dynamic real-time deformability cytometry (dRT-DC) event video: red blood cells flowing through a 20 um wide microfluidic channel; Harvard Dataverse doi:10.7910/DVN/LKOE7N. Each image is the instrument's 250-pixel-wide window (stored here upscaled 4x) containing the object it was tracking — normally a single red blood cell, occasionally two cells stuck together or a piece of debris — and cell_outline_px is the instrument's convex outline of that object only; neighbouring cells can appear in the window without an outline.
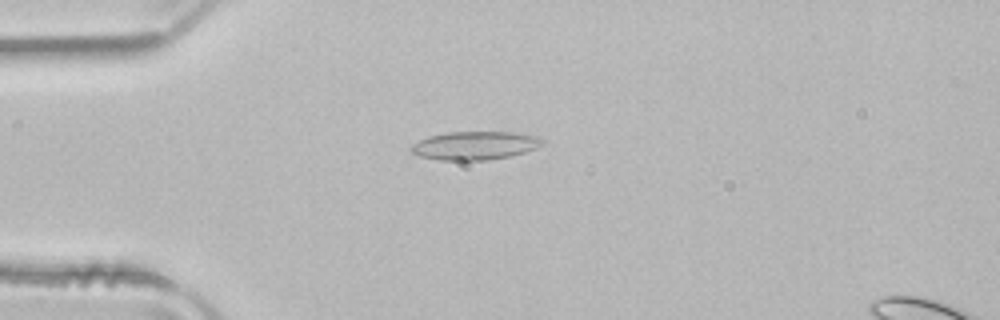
{"species": "common noctule bat (a hibernating species)", "species_latin": "Nyctalus noctula", "temperature_condition": "room temperature", "stored_images_in_passage": 39, "camera_frame_rate_fps": 3000, "um_per_image_px": 0.085, "animal": {"sex": "male", "body_mass_g": 21.5, "forearm_length_mm": 52.0}, "frame": {"image": 1, "passage_image": 1, "time_ms": 0.0, "image_size_px": [1000, 320], "cell_outline_px": [[544, 144], [536, 148], [512, 156], [488, 160], [440, 160], [420, 156], [412, 152], [408, 148], [412, 144], [428, 136], [448, 132], [512, 132], [540, 136], [544, 140]], "centroid_in_image_um": [40.39, 12.37], "position_along_channel_um": 44.6, "area_um2": 21.85}}
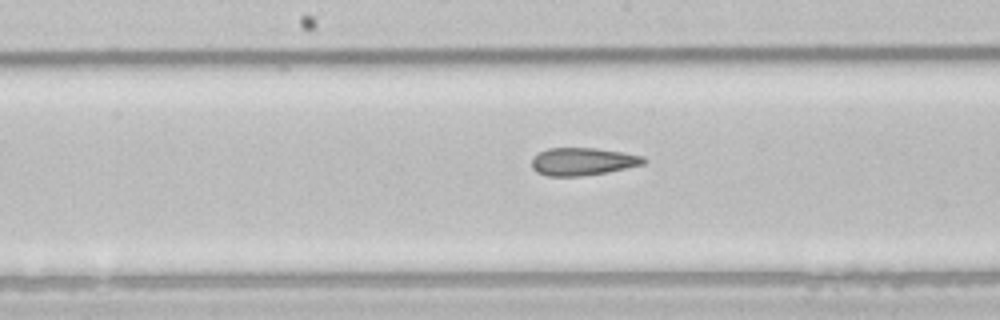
{"frame": {"image": 2, "passage_image": 14, "time_ms": 4.333, "image_size_px": [1000, 320], "cell_outline_px": [[648, 160], [644, 164], [584, 176], [548, 176], [536, 172], [532, 168], [532, 156], [548, 148], [596, 148], [624, 152], [644, 156]], "centroid_in_image_um": [49.52, 13.72], "position_along_channel_um": 198.7, "area_um2": 18.09}}
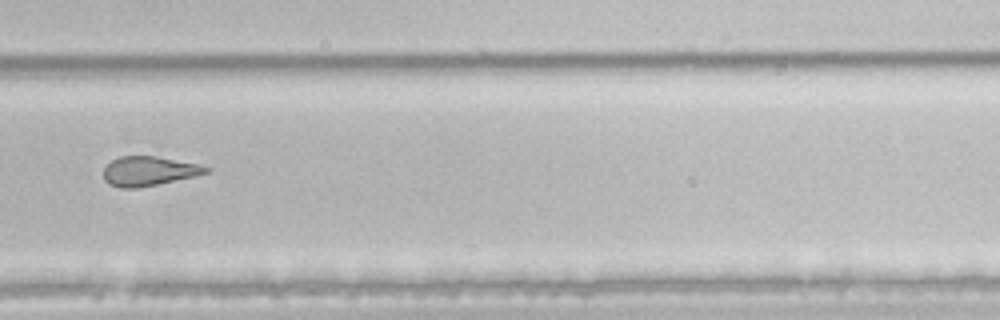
{"frame": {"image": 3, "passage_image": 23, "time_ms": 7.333, "image_size_px": [1000, 320], "cell_outline_px": [[212, 168], [208, 172], [192, 176], [156, 184], [136, 188], [120, 188], [108, 184], [104, 180], [104, 168], [112, 160], [120, 156], [156, 156], [200, 164]], "centroid_in_image_um": [12.63, 14.53], "position_along_channel_um": 317.2, "area_um2": 17.4}, "authors_computed_cell_mechanics": {"area_um2": 19.1896, "velocity_mm_per_s": 3.9772, "shape_relaxation_time_tau1_ms": null, "shape_relaxation_time_tau2_ms": 1.9247, "deformation_change_tau1": null, "deformation_change_tau2": 0.1061}}